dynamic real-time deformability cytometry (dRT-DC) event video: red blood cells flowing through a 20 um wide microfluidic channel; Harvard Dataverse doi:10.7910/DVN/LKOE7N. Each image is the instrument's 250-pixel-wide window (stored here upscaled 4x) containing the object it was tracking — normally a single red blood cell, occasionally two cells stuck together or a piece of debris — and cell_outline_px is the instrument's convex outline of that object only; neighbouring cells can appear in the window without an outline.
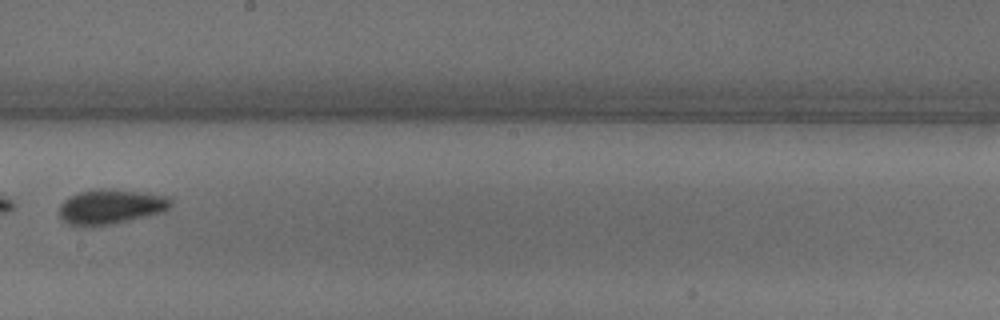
{"species": "common noctule bat (a hibernating species)", "species_latin": "Nyctalus noctula", "temperature_condition": "warm", "stored_images_in_passage": 31, "camera_frame_rate_fps": 3000, "um_per_image_px": 0.085, "animal": {"sex": "male", "body_mass_g": 18.8}, "frame": {"image": 1, "passage_image": 14, "time_ms": 4.333, "image_size_px": [1000, 320], "cell_outline_px": [[172, 204], [164, 212], [112, 224], [68, 224], [60, 220], [60, 204], [68, 196], [92, 188], [112, 188], [148, 192], [168, 196], [172, 200]], "centroid_in_image_um": [9.45, 17.52], "position_along_channel_um": 238.8, "area_um2": 22.77}}